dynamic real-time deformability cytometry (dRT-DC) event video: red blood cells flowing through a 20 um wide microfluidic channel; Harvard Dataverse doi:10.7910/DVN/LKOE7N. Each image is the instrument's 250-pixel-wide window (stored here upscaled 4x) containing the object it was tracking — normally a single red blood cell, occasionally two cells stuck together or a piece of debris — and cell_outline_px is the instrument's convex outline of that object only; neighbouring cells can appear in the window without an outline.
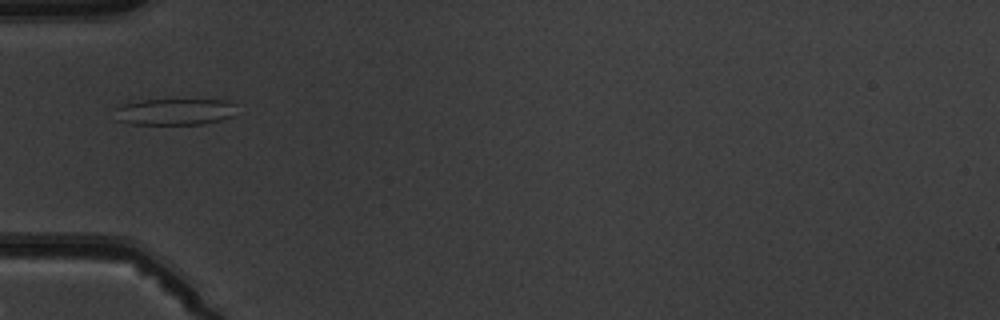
{"species": "common noctule bat (a hibernating species)", "species_latin": "Nyctalus noctula", "temperature_condition": "warm", "stored_images_in_passage": 9, "camera_frame_rate_fps": 3000, "um_per_image_px": 0.085, "animal": {"sex": "male", "body_mass_g": 19.5, "forearm_length_mm": 54.6}, "frame": {"image": 1, "passage_image": 6, "time_ms": 5.667, "image_size_px": [1000, 320], "cell_outline_px": [[236, 116], [204, 124], [132, 124], [116, 120], [116, 108], [124, 104], [140, 100], [228, 100], [236, 104]], "centroid_in_image_um": [14.92, 9.5], "position_along_channel_um": 70.1, "area_um2": 18.96}}
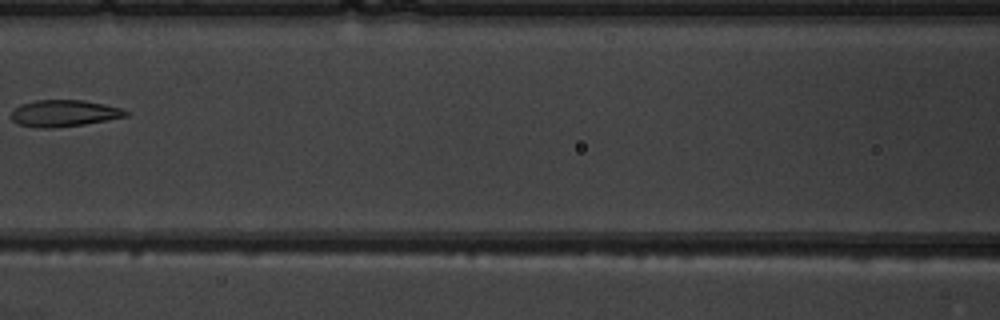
{"frame": {"image": 2, "passage_image": 8, "time_ms": 8.0, "image_size_px": [1000, 320], "cell_outline_px": [[128, 116], [108, 120], [84, 124], [52, 128], [40, 128], [20, 124], [12, 120], [12, 108], [20, 104], [36, 100], [84, 100], [124, 108], [128, 112]], "centroid_in_image_um": [5.46, 9.62], "position_along_channel_um": 161.1, "area_um2": 17.86}}
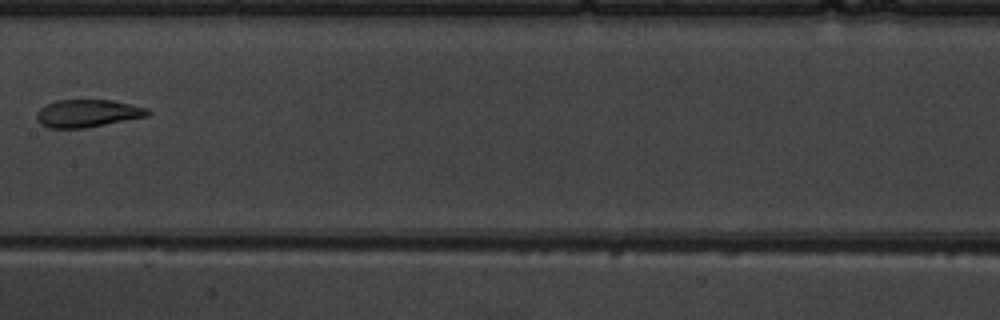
{"frame": {"image": 3, "passage_image": 9, "time_ms": 9.0, "image_size_px": [1000, 320], "cell_outline_px": [[152, 112], [148, 116], [84, 128], [48, 128], [40, 124], [36, 120], [36, 112], [40, 108], [56, 100], [112, 100], [132, 104], [148, 108]], "centroid_in_image_um": [7.44, 9.63], "position_along_channel_um": 200.0, "area_um2": 17.98}}